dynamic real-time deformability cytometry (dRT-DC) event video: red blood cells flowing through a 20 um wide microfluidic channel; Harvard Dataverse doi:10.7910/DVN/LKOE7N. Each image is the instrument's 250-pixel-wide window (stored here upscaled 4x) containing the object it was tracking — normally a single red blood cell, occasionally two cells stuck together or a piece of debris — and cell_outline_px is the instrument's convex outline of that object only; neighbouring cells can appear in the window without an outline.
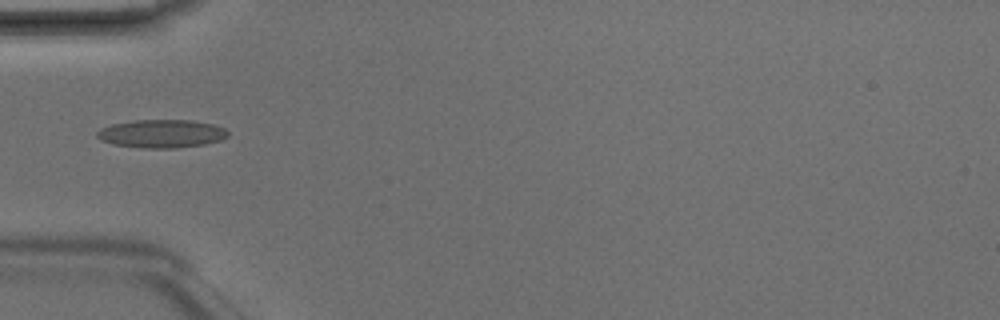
{"species": "Egyptian fruit bat (a non-hibernating species)", "species_latin": "Rousettus aegyptiacus", "temperature_condition": "room temperature", "stored_images_in_passage": 7, "camera_frame_rate_fps": 3000, "um_per_image_px": 0.085, "animal": {"sex": "male"}, "frame": {"image": 1, "passage_image": 6, "time_ms": 1.667, "image_size_px": [1000, 320], "cell_outline_px": [[228, 136], [220, 140], [204, 144], [176, 148], [140, 148], [112, 144], [100, 140], [96, 136], [96, 132], [100, 128], [112, 124], [132, 120], [192, 120], [212, 124], [224, 128], [228, 132]], "centroid_in_image_um": [13.69, 11.36], "position_along_channel_um": 71.3, "area_um2": 21.62}}